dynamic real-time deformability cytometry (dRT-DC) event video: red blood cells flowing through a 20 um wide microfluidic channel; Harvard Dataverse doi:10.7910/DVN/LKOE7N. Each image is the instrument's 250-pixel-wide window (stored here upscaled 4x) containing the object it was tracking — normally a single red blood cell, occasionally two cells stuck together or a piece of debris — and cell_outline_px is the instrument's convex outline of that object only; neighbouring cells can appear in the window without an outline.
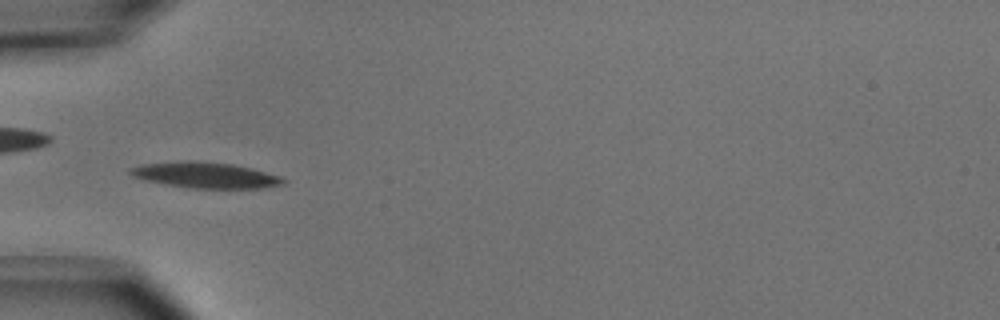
{"species": "common noctule bat (a hibernating species)", "species_latin": "Nyctalus noctula", "temperature_condition": "cold", "stored_images_in_passage": 50, "camera_frame_rate_fps": 3000, "um_per_image_px": 0.085, "animal": {"sex": "male", "body_mass_g": 15.6}, "frame": {"image": 1, "passage_image": 16, "time_ms": 5.0, "image_size_px": [1000, 320], "cell_outline_px": [[288, 180], [284, 184], [264, 188], [188, 188], [164, 184], [144, 180], [132, 176], [128, 172], [128, 168], [140, 164], [176, 160], [196, 160], [232, 164], [252, 168], [280, 176]], "centroid_in_image_um": [17.42, 14.87], "position_along_channel_um": 67.6, "area_um2": 23.52}}
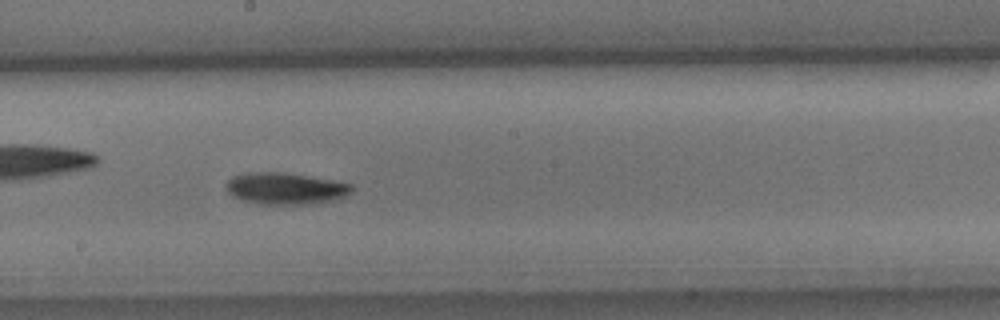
{"frame": {"image": 2, "passage_image": 28, "time_ms": 9.0, "image_size_px": [1000, 320], "cell_outline_px": [[352, 192], [344, 196], [332, 200], [312, 204], [256, 204], [232, 196], [228, 192], [228, 180], [232, 176], [252, 172], [280, 172], [352, 184]], "centroid_in_image_um": [24.24, 16.03], "position_along_channel_um": 224.0, "area_um2": 22.72}}
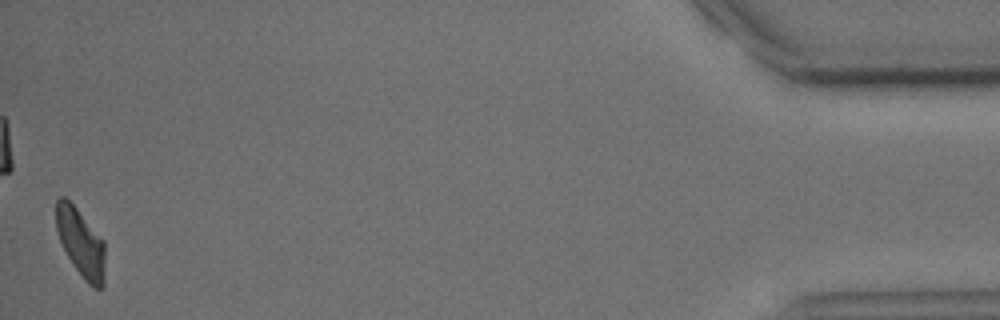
{"frame": {"image": 3, "passage_image": 50, "time_ms": 16.333, "image_size_px": [1000, 320], "cell_outline_px": [[104, 284], [100, 288], [92, 288], [84, 280], [72, 264], [60, 240], [56, 228], [56, 200], [60, 196], [64, 196], [76, 208], [104, 240]], "centroid_in_image_um": [6.87, 20.65], "position_along_channel_um": 428.3, "area_um2": 19.31}, "authors_computed_cell_mechanics": {"area_um2": 21.1837, "velocity_mm_per_s": 3.9228, "shape_relaxation_time_tau1_ms": 2.7449, "shape_relaxation_time_tau2_ms": null, "deformation_change_tau1": 0.137, "deformation_change_tau2": null}}